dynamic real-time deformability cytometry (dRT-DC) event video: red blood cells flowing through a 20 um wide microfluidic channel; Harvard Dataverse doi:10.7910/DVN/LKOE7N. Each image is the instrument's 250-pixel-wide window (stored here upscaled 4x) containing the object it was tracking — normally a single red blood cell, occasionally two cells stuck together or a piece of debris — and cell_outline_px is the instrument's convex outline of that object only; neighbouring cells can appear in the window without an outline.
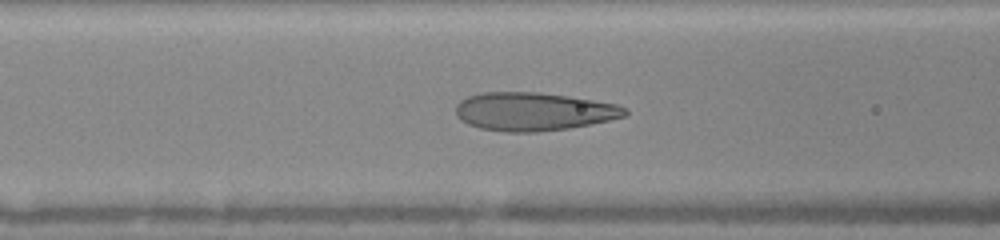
{"species": "human", "species_latin": "Homo sapiens", "temperature_condition": "warm", "stored_images_in_passage": 39, "camera_frame_rate_fps": 3000, "um_per_image_px": 0.085, "donor": {"sex": "female"}, "frame": {"image": 1, "passage_image": 11, "time_ms": 2.667, "image_size_px": [1000, 240], "cell_outline_px": [[628, 112], [624, 116], [608, 120], [568, 128], [536, 132], [508, 132], [480, 128], [468, 124], [460, 120], [456, 116], [456, 104], [460, 100], [468, 96], [480, 92], [540, 92], [568, 96], [616, 104], [624, 108]], "centroid_in_image_um": [45.28, 9.47], "position_along_channel_um": 121.3, "area_um2": 37.57}}
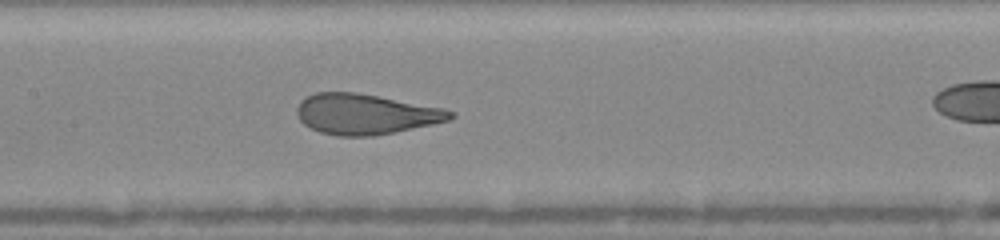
{"frame": {"image": 2, "passage_image": 17, "time_ms": 4.0, "image_size_px": [1000, 240], "cell_outline_px": [[456, 116], [452, 120], [396, 132], [372, 136], [336, 136], [320, 132], [304, 124], [296, 116], [296, 108], [300, 100], [316, 92], [356, 92], [380, 96], [444, 108], [456, 112]], "centroid_in_image_um": [31.1, 9.7], "position_along_channel_um": 176.3, "area_um2": 36.53}}